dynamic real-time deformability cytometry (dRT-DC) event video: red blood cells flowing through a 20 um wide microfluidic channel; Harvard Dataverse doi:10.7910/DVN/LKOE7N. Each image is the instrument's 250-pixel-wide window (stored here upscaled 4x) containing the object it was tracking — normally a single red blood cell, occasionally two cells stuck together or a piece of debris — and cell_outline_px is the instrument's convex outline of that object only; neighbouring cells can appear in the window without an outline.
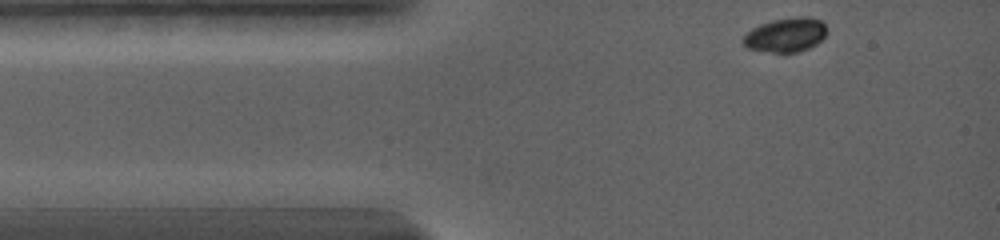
{"species": "common noctule bat (a hibernating species)", "species_latin": "Nyctalus noctula", "temperature_condition": "warm", "stored_images_in_passage": 10, "camera_frame_rate_fps": 5000, "um_per_image_px": 0.085, "animal": {"sex": "female", "body_mass_g": 19.0, "forearm_length_mm": 56.7}, "frame": {"image": 1, "passage_image": 1, "time_ms": 0.0, "image_size_px": [1000, 240], "cell_outline_px": [[824, 36], [816, 44], [808, 48], [784, 56], [748, 48], [744, 44], [744, 36], [752, 28], [760, 24], [772, 20], [796, 16], [808, 16], [820, 20], [824, 24]], "centroid_in_image_um": [66.76, 2.99], "position_along_channel_um": 18.2, "area_um2": 16.88}}
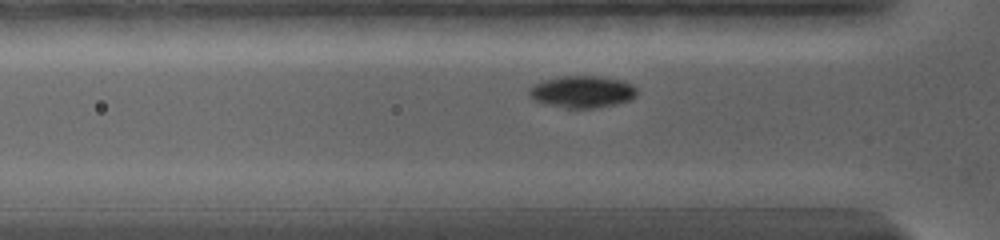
{"frame": {"image": 2, "passage_image": 6, "time_ms": 2.6, "image_size_px": [1000, 240], "cell_outline_px": [[636, 96], [632, 100], [616, 104], [592, 108], [564, 108], [544, 104], [528, 96], [528, 88], [532, 84], [544, 80], [560, 76], [600, 76], [620, 80], [632, 84], [636, 88]], "centroid_in_image_um": [49.46, 7.8], "position_along_channel_um": 76.3, "area_um2": 20.29}}
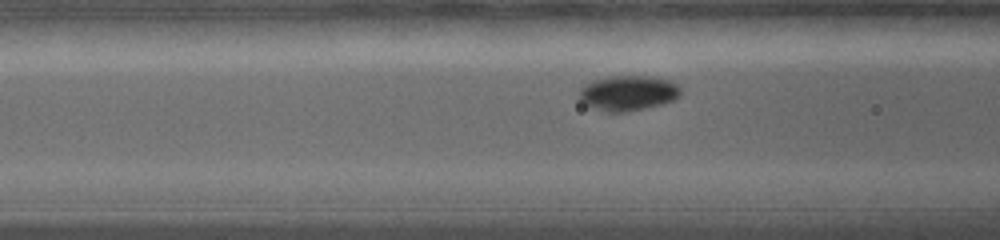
{"frame": {"image": 3, "passage_image": 9, "time_ms": 3.6, "image_size_px": [1000, 240], "cell_outline_px": [[680, 96], [672, 100], [660, 104], [644, 108], [624, 112], [608, 112], [596, 108], [580, 100], [580, 88], [584, 84], [592, 80], [608, 76], [652, 76], [668, 80], [676, 84], [680, 88]], "centroid_in_image_um": [53.38, 7.89], "position_along_channel_um": 113.2, "area_um2": 20.52}}